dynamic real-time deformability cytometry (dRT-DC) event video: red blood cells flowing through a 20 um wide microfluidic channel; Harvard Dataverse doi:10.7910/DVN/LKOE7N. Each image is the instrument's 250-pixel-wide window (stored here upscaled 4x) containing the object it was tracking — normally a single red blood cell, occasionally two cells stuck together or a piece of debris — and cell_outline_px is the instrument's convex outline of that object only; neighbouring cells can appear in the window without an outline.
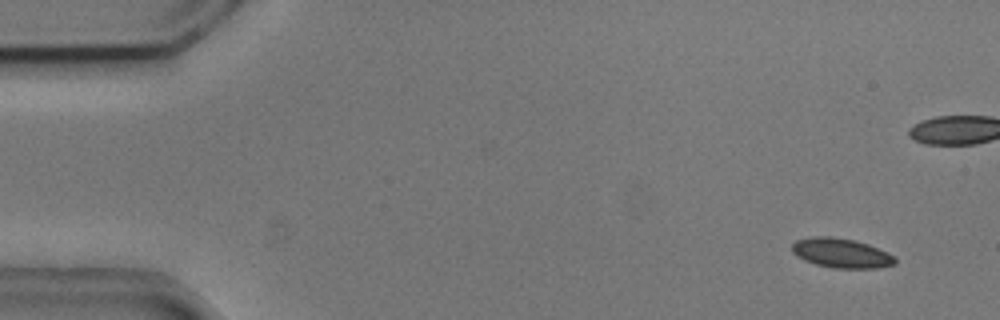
{"species": "common noctule bat (a hibernating species)", "species_latin": "Nyctalus noctula", "temperature_condition": "cold", "stored_images_in_passage": 7, "camera_frame_rate_fps": 3000, "um_per_image_px": 0.085, "animal": {"sex": "male", "body_mass_g": 20.5, "forearm_length_mm": 52.5}, "frame": {"image": 1, "passage_image": 2, "time_ms": 0.333, "image_size_px": [1000, 320], "cell_outline_px": [[896, 264], [876, 268], [832, 268], [816, 264], [804, 260], [796, 256], [792, 252], [792, 244], [796, 240], [812, 236], [832, 236], [856, 240], [868, 244], [888, 252], [896, 260]], "centroid_in_image_um": [71.49, 21.5], "position_along_channel_um": 13.5, "area_um2": 17.86}}